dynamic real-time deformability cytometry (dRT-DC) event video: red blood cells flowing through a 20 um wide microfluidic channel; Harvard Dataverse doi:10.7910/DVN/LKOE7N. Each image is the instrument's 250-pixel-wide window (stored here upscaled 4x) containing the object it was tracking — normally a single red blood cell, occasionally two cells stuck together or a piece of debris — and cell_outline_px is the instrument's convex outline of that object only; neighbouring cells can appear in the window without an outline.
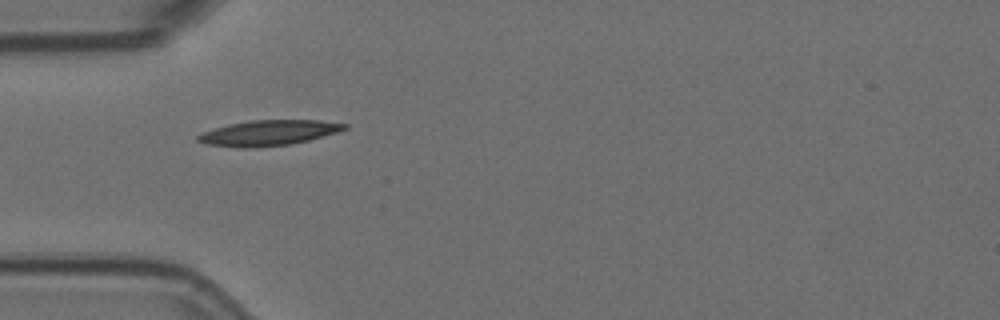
{"species": "Egyptian fruit bat (a non-hibernating species)", "species_latin": "Rousettus aegyptiacus", "temperature_condition": "room temperature", "stored_images_in_passage": 40, "camera_frame_rate_fps": 3000, "um_per_image_px": 0.085, "animal": {"sex": "female"}, "frame": {"image": 1, "passage_image": 1, "time_ms": 0.0, "image_size_px": [1000, 320], "cell_outline_px": [[348, 128], [336, 132], [308, 140], [288, 144], [256, 148], [240, 148], [208, 144], [196, 140], [196, 136], [204, 132], [228, 124], [248, 120], [320, 120], [348, 124]], "centroid_in_image_um": [22.82, 11.29], "position_along_channel_um": 62.2, "area_um2": 21.56}}
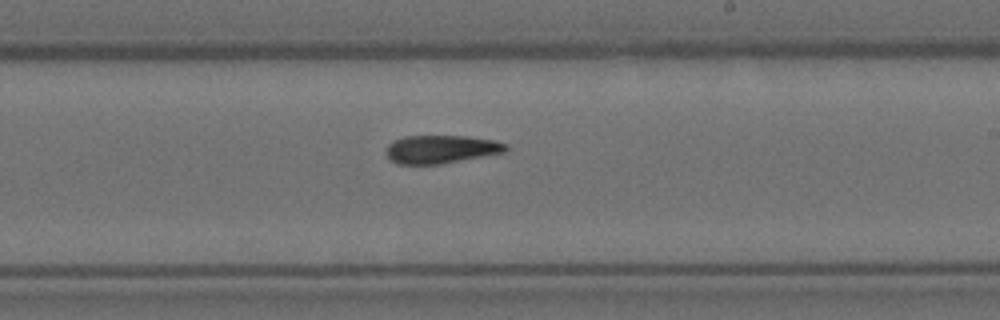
{"frame": {"image": 2, "passage_image": 17, "time_ms": 5.333, "image_size_px": [1000, 320], "cell_outline_px": [[508, 148], [504, 152], [440, 164], [396, 164], [388, 156], [388, 144], [392, 140], [404, 136], [468, 136], [496, 140], [508, 144]], "centroid_in_image_um": [37.51, 12.67], "position_along_channel_um": 251.5, "area_um2": 19.59}}
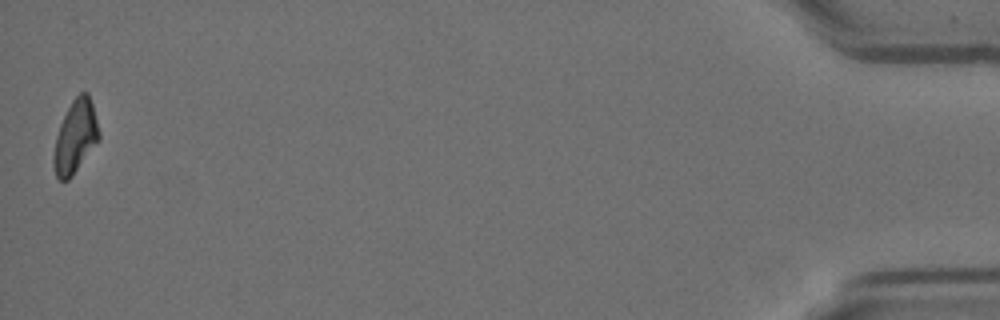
{"frame": {"image": 3, "passage_image": 40, "time_ms": 13.0, "image_size_px": [1000, 320], "cell_outline_px": [[100, 140], [72, 176], [68, 180], [60, 180], [56, 176], [52, 164], [52, 156], [56, 136], [60, 124], [72, 100], [80, 92], [88, 92], [92, 104], [100, 132]], "centroid_in_image_um": [6.4, 11.65], "position_along_channel_um": 428.8, "area_um2": 19.36}, "authors_computed_cell_mechanics": {"area_um2": 20.1144, "velocity_mm_per_s": 3.574, "shape_relaxation_time_tau1_ms": 7.787, "shape_relaxation_time_tau2_ms": 7.0215, "deformation_change_tau1": 0.2182, "deformation_change_tau2": 0.1563}}